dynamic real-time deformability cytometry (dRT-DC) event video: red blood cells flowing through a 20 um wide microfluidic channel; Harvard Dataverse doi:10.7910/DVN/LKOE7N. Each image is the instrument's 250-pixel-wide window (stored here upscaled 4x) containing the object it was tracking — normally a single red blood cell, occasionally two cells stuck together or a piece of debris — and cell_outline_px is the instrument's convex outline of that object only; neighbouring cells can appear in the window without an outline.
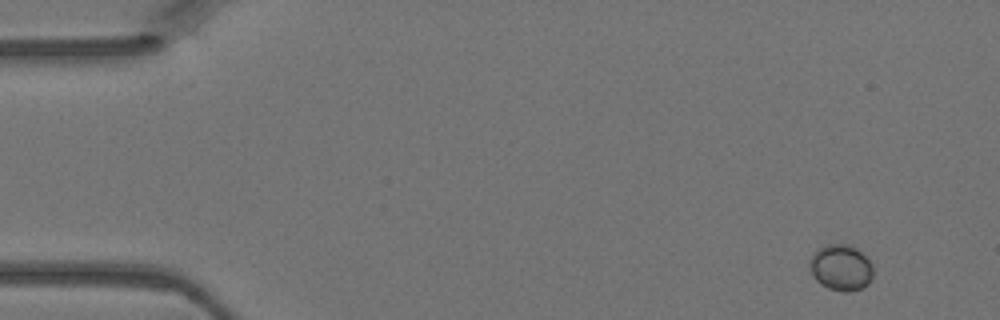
{"species": "Egyptian fruit bat (a non-hibernating species)", "species_latin": "Rousettus aegyptiacus", "temperature_condition": "warm", "stored_images_in_passage": 4, "camera_frame_rate_fps": 3000, "um_per_image_px": 0.085, "animal": {"sex": "female"}, "frame": {"image": 1, "passage_image": 1, "time_ms": 0.0, "image_size_px": [1000, 320], "cell_outline_px": [[872, 276], [868, 284], [860, 288], [848, 292], [844, 292], [828, 288], [820, 284], [812, 276], [808, 264], [812, 256], [820, 248], [828, 244], [844, 244], [856, 248], [872, 264]], "centroid_in_image_um": [71.46, 22.76], "position_along_channel_um": 13.5, "area_um2": 16.82}}
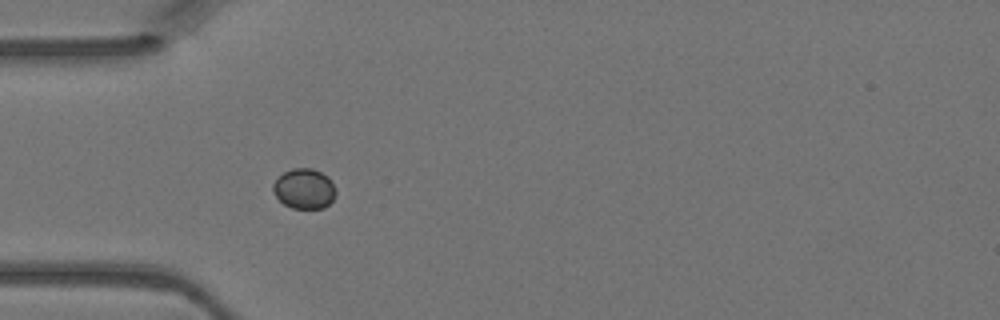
{"frame": {"image": 2, "passage_image": 4, "time_ms": 1.0, "image_size_px": [1000, 320], "cell_outline_px": [[336, 196], [324, 208], [292, 208], [284, 204], [276, 196], [272, 188], [272, 184], [284, 172], [292, 168], [312, 168], [328, 176], [336, 188]], "centroid_in_image_um": [25.88, 16.04], "position_along_channel_um": 59.1, "area_um2": 14.68}}